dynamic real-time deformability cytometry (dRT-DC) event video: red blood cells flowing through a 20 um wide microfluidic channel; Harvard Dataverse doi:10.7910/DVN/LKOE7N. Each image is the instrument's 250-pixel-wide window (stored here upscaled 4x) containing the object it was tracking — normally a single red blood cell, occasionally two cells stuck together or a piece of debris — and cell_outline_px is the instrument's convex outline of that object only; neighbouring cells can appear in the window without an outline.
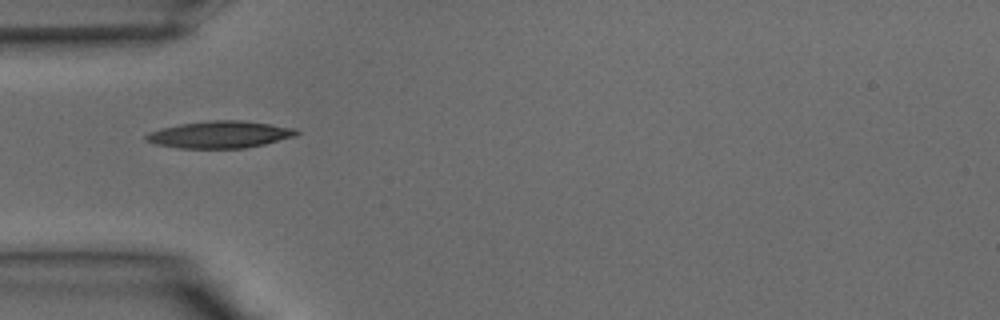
{"species": "common noctule bat (a hibernating species)", "species_latin": "Nyctalus noctula", "temperature_condition": "warm", "stored_images_in_passage": 28, "camera_frame_rate_fps": 3000, "um_per_image_px": 0.085, "animal": {"sex": "male", "body_mass_g": 15.6}, "frame": {"image": 1, "passage_image": 1, "time_ms": 0.0, "image_size_px": [1000, 320], "cell_outline_px": [[300, 132], [296, 136], [264, 144], [244, 148], [180, 148], [156, 144], [144, 140], [144, 136], [148, 132], [160, 128], [180, 124], [212, 120], [240, 120], [296, 128]], "centroid_in_image_um": [18.67, 11.43], "position_along_channel_um": 66.3, "area_um2": 23.64}}
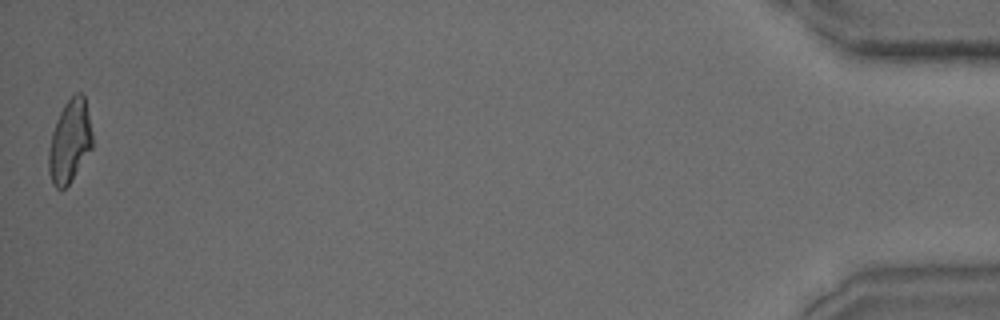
{"frame": {"image": 2, "passage_image": 28, "time_ms": 9.0, "image_size_px": [1000, 320], "cell_outline_px": [[92, 148], [68, 184], [60, 192], [52, 184], [48, 172], [48, 152], [52, 132], [56, 120], [64, 104], [76, 92], [80, 92], [84, 96], [92, 132]], "centroid_in_image_um": [5.9, 12.03], "position_along_channel_um": 429.3, "area_um2": 20.98}}